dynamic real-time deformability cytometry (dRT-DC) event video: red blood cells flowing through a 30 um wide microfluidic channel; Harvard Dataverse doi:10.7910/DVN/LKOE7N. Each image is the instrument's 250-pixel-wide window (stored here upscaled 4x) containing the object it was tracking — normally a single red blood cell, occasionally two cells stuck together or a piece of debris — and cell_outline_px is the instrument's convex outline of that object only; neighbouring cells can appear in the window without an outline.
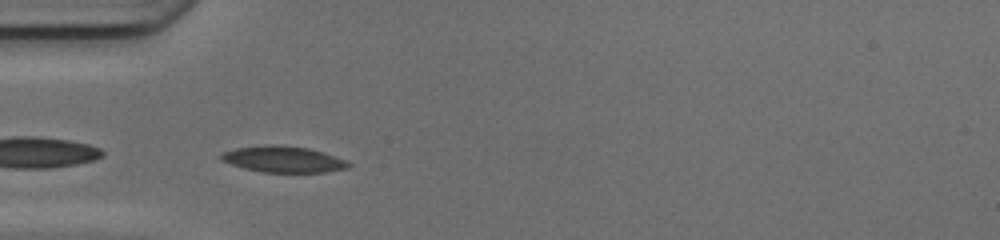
{"species": "common noctule bat (a hibernating species)", "species_latin": "Nyctalus noctula", "temperature_condition": "cold", "stored_images_in_passage": 29, "camera_frame_rate_fps": 3000, "um_per_image_px": 0.085, "animal": {"sex": "female", "body_mass_g": 17.0, "forearm_length_mm": 48.0}, "frame": {"image": 1, "passage_image": 2, "time_ms": 0.333, "image_size_px": [1000, 240], "cell_outline_px": [[352, 164], [348, 168], [324, 172], [260, 172], [244, 168], [220, 160], [220, 152], [236, 148], [268, 144], [308, 148], [348, 160]], "centroid_in_image_um": [24.07, 13.54], "position_along_channel_um": 60.9, "area_um2": 19.42}}
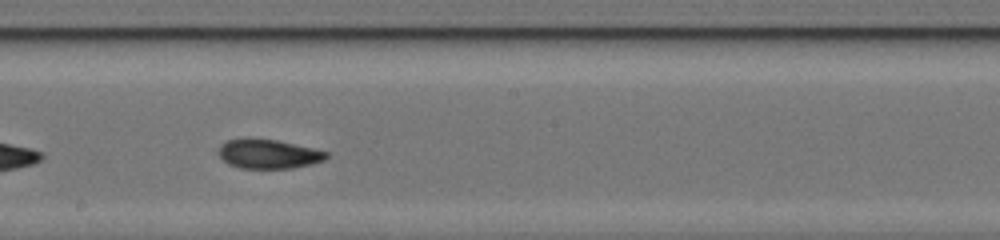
{"frame": {"image": 2, "passage_image": 14, "time_ms": 4.333, "image_size_px": [1000, 240], "cell_outline_px": [[328, 156], [324, 160], [312, 164], [292, 168], [240, 168], [228, 164], [220, 156], [220, 148], [228, 140], [276, 140], [312, 148], [328, 152]], "centroid_in_image_um": [22.88, 13.12], "position_along_channel_um": 225.3, "area_um2": 17.69}}
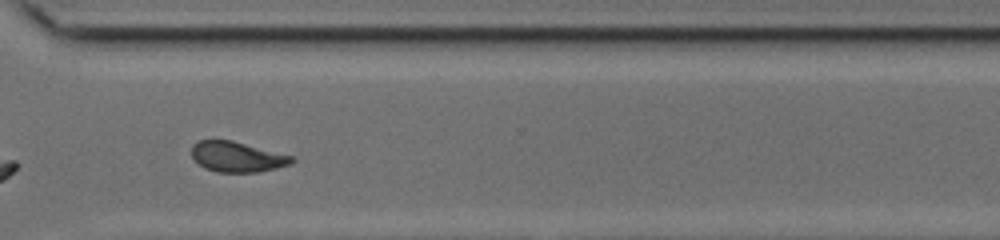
{"frame": {"image": 3, "passage_image": 23, "time_ms": 7.333, "image_size_px": [1000, 240], "cell_outline_px": [[296, 160], [292, 164], [260, 172], [216, 172], [204, 168], [192, 156], [192, 144], [200, 140], [232, 140], [292, 156]], "centroid_in_image_um": [20.17, 13.33], "position_along_channel_um": 350.4, "area_um2": 17.69}, "authors_computed_cell_mechanics": {"area_um2": 18.5538, "velocity_mm_per_s": 4.1747, "shape_relaxation_time_tau1_ms": null, "shape_relaxation_time_tau2_ms": 2.7673, "deformation_change_tau1": null, "deformation_change_tau2": 0.0757}}